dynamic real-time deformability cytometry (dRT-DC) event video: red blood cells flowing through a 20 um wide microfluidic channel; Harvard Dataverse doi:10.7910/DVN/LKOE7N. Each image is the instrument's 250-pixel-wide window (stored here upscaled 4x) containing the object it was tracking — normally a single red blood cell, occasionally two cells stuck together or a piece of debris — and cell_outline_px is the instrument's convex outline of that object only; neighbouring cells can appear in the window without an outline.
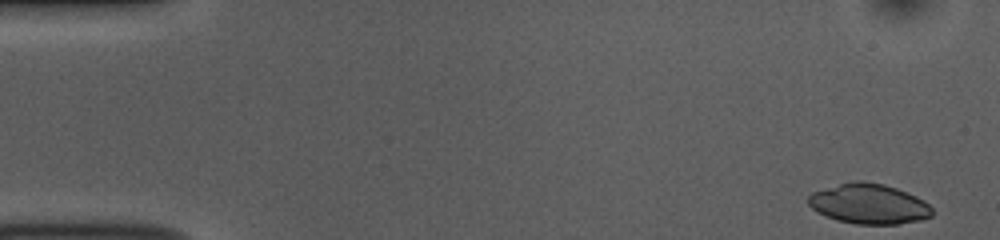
{"species": "common noctule bat (a hibernating species)", "species_latin": "Nyctalus noctula", "temperature_condition": "room temperature", "stored_images_in_passage": 50, "camera_frame_rate_fps": 3000, "um_per_image_px": 0.085, "animal": {"sex": "female", "body_mass_g": 10.0, "forearm_length_mm": 53.1}, "frame": {"image": 1, "passage_image": 1, "time_ms": 0.0, "image_size_px": [1000, 240], "cell_outline_px": [[932, 216], [920, 220], [900, 224], [856, 224], [836, 220], [824, 216], [812, 208], [808, 204], [808, 196], [812, 192], [852, 180], [864, 180], [884, 184], [896, 188], [916, 196], [924, 200], [932, 208]], "centroid_in_image_um": [73.85, 17.32], "position_along_channel_um": 11.2, "area_um2": 29.13}}
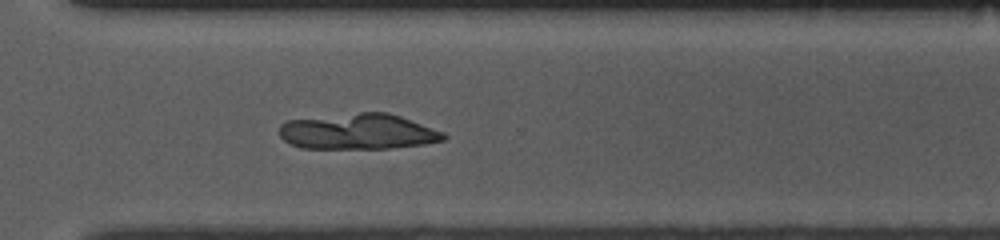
{"frame": {"image": 2, "passage_image": 36, "time_ms": 11.667, "image_size_px": [1000, 240], "cell_outline_px": [[448, 136], [444, 140], [424, 144], [388, 148], [300, 148], [284, 140], [280, 136], [280, 124], [288, 120], [360, 112], [388, 112], [400, 116], [444, 132]], "centroid_in_image_um": [30.45, 11.18], "position_along_channel_um": 340.1, "area_um2": 33.99}}
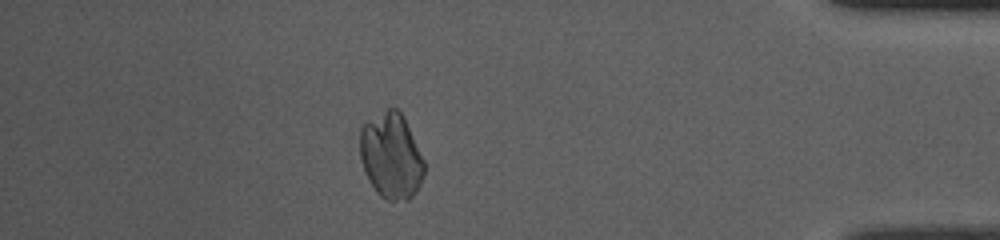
{"frame": {"image": 3, "passage_image": 44, "time_ms": 14.333, "image_size_px": [1000, 240], "cell_outline_px": [[424, 176], [416, 192], [408, 200], [384, 200], [376, 192], [368, 180], [360, 160], [360, 128], [364, 124], [388, 108], [400, 108], [404, 116], [424, 160]], "centroid_in_image_um": [33.25, 13.26], "position_along_channel_um": 401.9, "area_um2": 32.25}}